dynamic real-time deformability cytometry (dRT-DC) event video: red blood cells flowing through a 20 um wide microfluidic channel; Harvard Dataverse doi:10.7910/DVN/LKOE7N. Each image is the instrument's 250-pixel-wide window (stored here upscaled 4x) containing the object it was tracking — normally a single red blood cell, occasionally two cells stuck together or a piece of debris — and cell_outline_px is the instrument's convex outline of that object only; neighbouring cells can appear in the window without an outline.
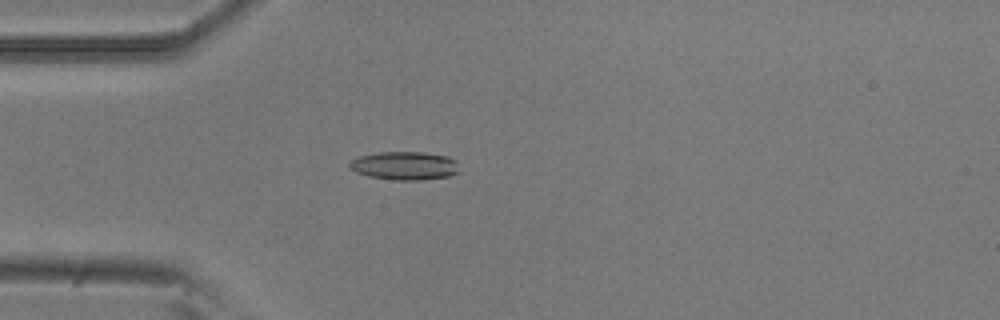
{"species": "common noctule bat (a hibernating species)", "species_latin": "Nyctalus noctula", "temperature_condition": "room temperature", "stored_images_in_passage": 38, "camera_frame_rate_fps": 3000, "um_per_image_px": 0.085, "animal": {"sex": "male", "body_mass_g": 20.5, "forearm_length_mm": 52.5}, "frame": {"image": 1, "passage_image": 4, "time_ms": 1.0, "image_size_px": [1000, 320], "cell_outline_px": [[460, 172], [452, 176], [420, 180], [396, 180], [368, 176], [356, 172], [348, 168], [348, 164], [352, 160], [360, 156], [376, 152], [424, 152], [448, 156], [456, 160]], "centroid_in_image_um": [34.42, 14.08], "position_along_channel_um": 50.6, "area_um2": 18.38}}
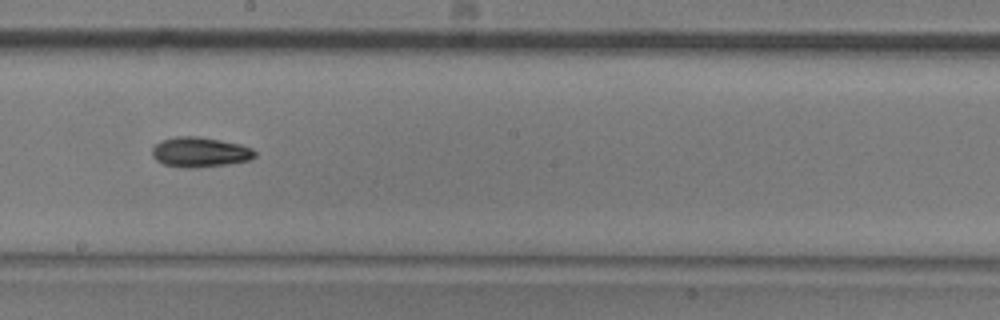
{"frame": {"image": 2, "passage_image": 19, "time_ms": 6.0, "image_size_px": [1000, 320], "cell_outline_px": [[256, 156], [248, 160], [228, 164], [196, 168], [188, 168], [164, 164], [156, 160], [152, 156], [152, 148], [160, 140], [176, 136], [196, 136], [220, 140], [240, 144], [252, 148], [256, 152]], "centroid_in_image_um": [16.98, 12.93], "position_along_channel_um": 231.2, "area_um2": 17.98}}
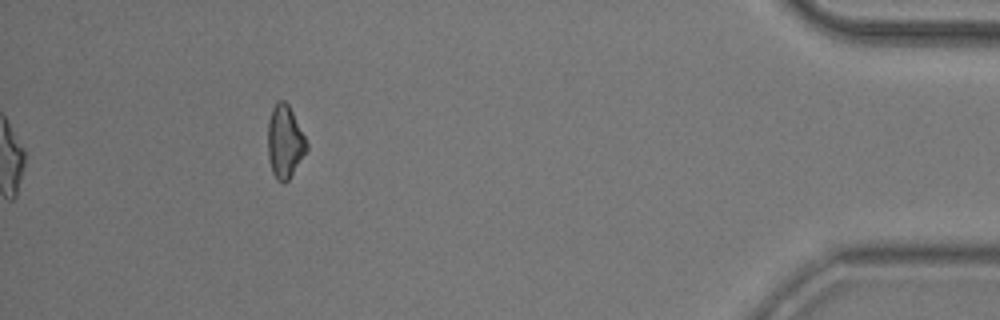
{"frame": {"image": 3, "passage_image": 38, "time_ms": 12.333, "image_size_px": [1000, 320], "cell_outline_px": [[308, 148], [288, 180], [284, 184], [276, 180], [272, 172], [268, 160], [268, 120], [272, 108], [276, 100], [284, 100], [288, 104], [308, 144]], "centroid_in_image_um": [24.18, 12.05], "position_along_channel_um": 411.0, "area_um2": 16.42}, "authors_computed_cell_mechanics": {"area_um2": 17.1666, "velocity_mm_per_s": 3.7771, "shape_relaxation_time_tau1_ms": 3.4612, "shape_relaxation_time_tau2_ms": null, "deformation_change_tau1": 0.1094, "deformation_change_tau2": null}}